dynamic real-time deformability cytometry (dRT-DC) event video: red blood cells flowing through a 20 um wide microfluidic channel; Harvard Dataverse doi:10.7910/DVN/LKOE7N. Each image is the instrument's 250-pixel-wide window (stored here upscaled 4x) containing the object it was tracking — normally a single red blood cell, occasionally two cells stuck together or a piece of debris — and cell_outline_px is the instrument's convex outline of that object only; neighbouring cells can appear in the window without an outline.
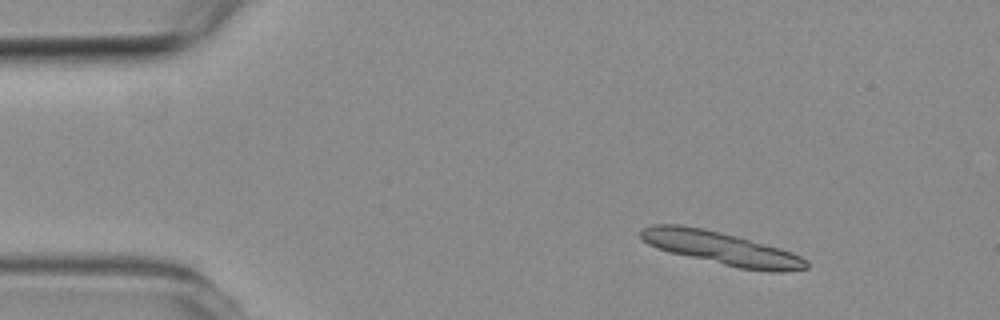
{"species": "common noctule bat (a hibernating species)", "species_latin": "Nyctalus noctula", "temperature_condition": "room temperature", "stored_images_in_passage": 4, "camera_frame_rate_fps": 3000, "um_per_image_px": 0.085, "animal": {"sex": "female", "body_mass_g": 19.3, "forearm_length_mm": 54.1}, "frame": {"image": 1, "passage_image": 1, "time_ms": 0.0, "image_size_px": [1000, 320], "cell_outline_px": [[808, 268], [784, 272], [768, 272], [740, 268], [672, 252], [656, 248], [648, 244], [640, 236], [640, 228], [652, 224], [680, 224], [704, 228], [736, 236], [780, 248], [792, 252], [808, 260]], "centroid_in_image_um": [61.32, 21.09], "position_along_channel_um": 23.7, "area_um2": 31.67}}